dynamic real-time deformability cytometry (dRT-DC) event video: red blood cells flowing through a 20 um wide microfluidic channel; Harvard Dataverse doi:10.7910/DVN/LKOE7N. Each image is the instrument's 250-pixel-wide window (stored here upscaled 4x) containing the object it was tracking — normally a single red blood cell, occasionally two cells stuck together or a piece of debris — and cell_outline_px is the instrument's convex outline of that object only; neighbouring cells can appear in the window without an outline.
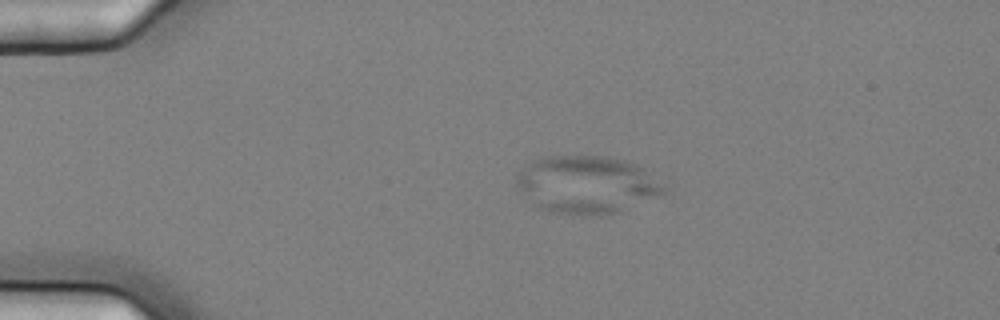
{"species": "common noctule bat (a hibernating species)", "species_latin": "Nyctalus noctula", "temperature_condition": "cold", "stored_images_in_passage": 6, "camera_frame_rate_fps": 3000, "um_per_image_px": 0.085, "animal": {"sex": "female", "body_mass_g": 25.1}, "frame": {"image": 1, "passage_image": 3, "time_ms": 0.667, "image_size_px": [1000, 320], "cell_outline_px": [[668, 188], [664, 192], [656, 196], [616, 212], [600, 216], [588, 216], [552, 212], [536, 208], [516, 188], [516, 176], [532, 160], [548, 156], [600, 156], [624, 160], [636, 164], [644, 168]], "centroid_in_image_um": [49.83, 15.7], "position_along_channel_um": 35.2, "area_um2": 49.48}}
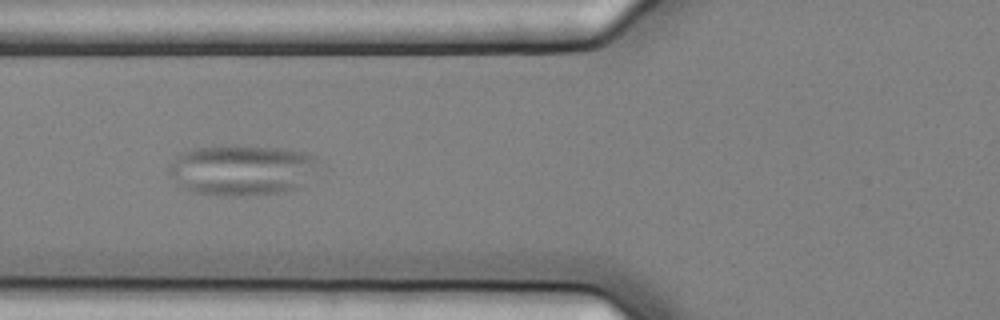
{"frame": {"image": 2, "passage_image": 6, "time_ms": 1.667, "image_size_px": [1000, 320], "cell_outline_px": [[320, 160], [304, 188], [280, 192], [240, 196], [224, 196], [196, 192], [184, 188], [168, 172], [168, 168], [176, 156], [192, 148], [220, 144], [224, 144], [284, 148], [308, 152]], "centroid_in_image_um": [20.61, 14.42], "position_along_channel_um": 105.2, "area_um2": 44.85}}